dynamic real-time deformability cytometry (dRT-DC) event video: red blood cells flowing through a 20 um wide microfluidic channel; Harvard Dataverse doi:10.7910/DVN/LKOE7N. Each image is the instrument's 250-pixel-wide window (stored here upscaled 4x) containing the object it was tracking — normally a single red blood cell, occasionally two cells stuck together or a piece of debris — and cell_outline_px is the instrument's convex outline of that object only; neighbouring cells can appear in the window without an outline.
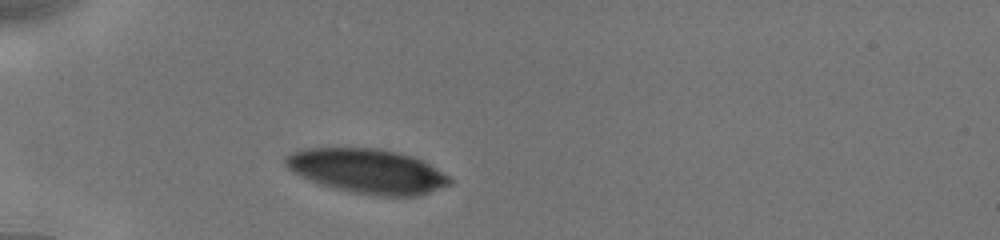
{"species": "human", "species_latin": "Homo sapiens", "temperature_condition": "cold", "stored_images_in_passage": 5, "camera_frame_rate_fps": 3000, "um_per_image_px": 0.085, "donor": {"sex": "male"}, "frame": {"image": 1, "passage_image": 2, "time_ms": 0.667, "image_size_px": [1000, 240], "cell_outline_px": [[452, 184], [416, 196], [372, 196], [348, 192], [320, 184], [292, 172], [284, 164], [284, 156], [300, 148], [376, 148], [396, 152], [412, 156], [428, 164], [448, 176], [452, 180]], "centroid_in_image_um": [31.17, 14.55], "position_along_channel_um": 53.8, "area_um2": 42.6}}
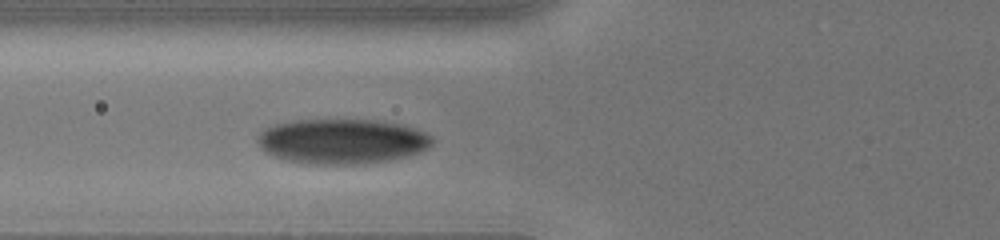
{"frame": {"image": 2, "passage_image": 5, "time_ms": 2.333, "image_size_px": [1000, 240], "cell_outline_px": [[436, 140], [428, 148], [420, 152], [408, 156], [388, 160], [352, 164], [308, 164], [288, 160], [272, 156], [260, 148], [256, 140], [260, 132], [264, 128], [276, 124], [296, 120], [380, 120], [400, 124], [424, 132], [432, 136]], "centroid_in_image_um": [29.07, 12.01], "position_along_channel_um": 96.7, "area_um2": 45.84}}